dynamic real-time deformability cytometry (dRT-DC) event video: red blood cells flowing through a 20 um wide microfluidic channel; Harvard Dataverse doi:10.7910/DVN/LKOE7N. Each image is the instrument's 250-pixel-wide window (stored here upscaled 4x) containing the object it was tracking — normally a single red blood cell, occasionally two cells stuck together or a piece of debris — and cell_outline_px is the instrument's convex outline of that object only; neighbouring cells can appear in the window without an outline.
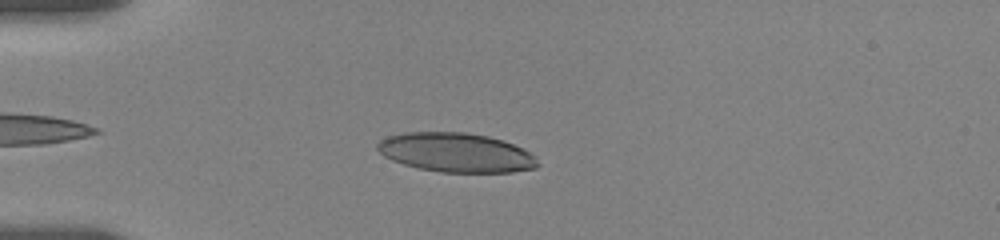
{"species": "human", "species_latin": "Homo sapiens", "temperature_condition": "room temperature", "stored_images_in_passage": 71, "camera_frame_rate_fps": 3000, "um_per_image_px": 0.085, "donor": {"sex": "female"}, "frame": {"image": 1, "passage_image": 13, "time_ms": 2.667, "image_size_px": [1000, 240], "cell_outline_px": [[540, 164], [536, 168], [512, 172], [440, 172], [420, 168], [404, 164], [392, 160], [384, 156], [376, 148], [376, 144], [380, 140], [388, 136], [408, 132], [464, 132], [488, 136], [504, 140], [528, 152]], "centroid_in_image_um": [38.74, 12.96], "position_along_channel_um": 46.3, "area_um2": 36.41}}
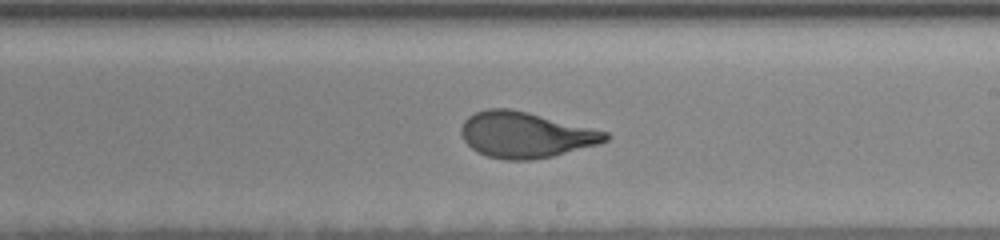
{"frame": {"image": 2, "passage_image": 32, "time_ms": 9.0, "image_size_px": [1000, 240], "cell_outline_px": [[608, 140], [600, 144], [552, 156], [532, 160], [504, 160], [488, 156], [472, 148], [464, 140], [460, 132], [460, 128], [464, 120], [468, 116], [476, 112], [488, 108], [508, 108], [528, 112], [608, 132]], "centroid_in_image_um": [44.66, 11.46], "position_along_channel_um": 244.3, "area_um2": 38.38}}
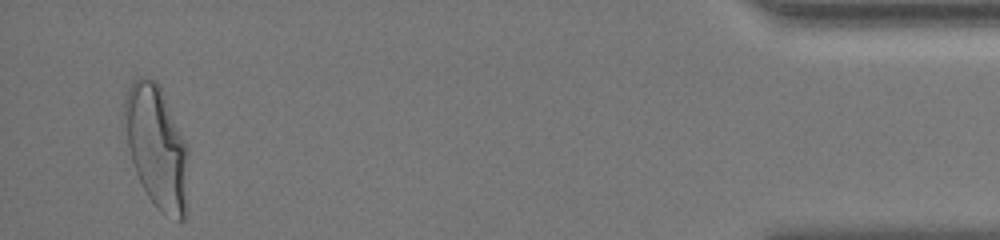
{"frame": {"image": 3, "passage_image": 69, "time_ms": 16.0, "image_size_px": [1000, 240], "cell_outline_px": [[188, 152], [184, 220], [180, 220], [160, 212], [156, 208], [148, 196], [136, 172], [128, 148], [124, 112], [124, 100], [128, 88], [140, 76], [144, 76], [156, 80], [160, 84], [188, 144]], "centroid_in_image_um": [13.33, 12.42], "position_along_channel_um": 421.9, "area_um2": 45.43}, "authors_computed_cell_mechanics": {"area_um2": 38.148, "velocity_mm_per_s": 3.5019, "shape_relaxation_time_tau1_ms": 5.3936, "shape_relaxation_time_tau2_ms": null, "deformation_change_tau1": 0.2057, "deformation_change_tau2": null}}